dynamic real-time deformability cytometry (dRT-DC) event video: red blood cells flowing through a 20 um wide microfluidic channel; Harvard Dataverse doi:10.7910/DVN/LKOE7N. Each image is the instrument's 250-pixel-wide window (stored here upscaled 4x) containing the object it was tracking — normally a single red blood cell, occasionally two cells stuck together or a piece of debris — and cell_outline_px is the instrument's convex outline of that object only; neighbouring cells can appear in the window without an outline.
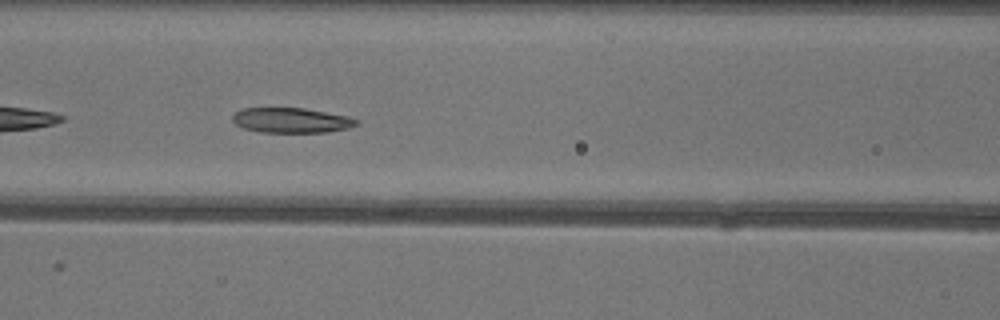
{"species": "common noctule bat (a hibernating species)", "species_latin": "Nyctalus noctula", "temperature_condition": "warm", "stored_images_in_passage": 26, "camera_frame_rate_fps": 3000, "um_per_image_px": 0.085, "animal": {"sex": "female"}, "frame": {"image": 1, "passage_image": 10, "time_ms": 3.0, "image_size_px": [1000, 320], "cell_outline_px": [[360, 124], [348, 128], [324, 132], [260, 132], [244, 128], [236, 124], [232, 120], [232, 116], [236, 112], [244, 108], [304, 108], [348, 116], [360, 120]], "centroid_in_image_um": [24.79, 10.22], "position_along_channel_um": 141.8, "area_um2": 18.03}}
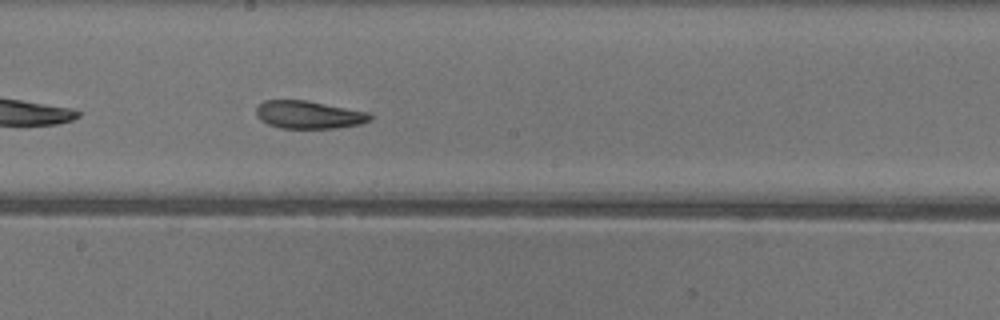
{"frame": {"image": 2, "passage_image": 16, "time_ms": 5.0, "image_size_px": [1000, 320], "cell_outline_px": [[372, 120], [360, 124], [336, 128], [280, 128], [268, 124], [260, 120], [256, 116], [256, 108], [264, 100], [304, 100], [368, 112], [372, 116]], "centroid_in_image_um": [26.23, 9.76], "position_along_channel_um": 222.0, "area_um2": 18.38}}
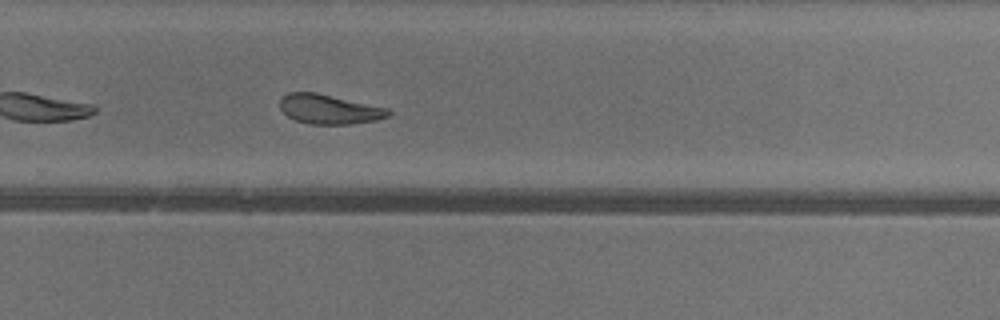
{"frame": {"image": 3, "passage_image": 22, "time_ms": 7.0, "image_size_px": [1000, 320], "cell_outline_px": [[392, 112], [388, 116], [376, 120], [348, 124], [308, 124], [296, 120], [288, 116], [280, 108], [280, 96], [288, 92], [316, 92], [388, 108]], "centroid_in_image_um": [27.96, 9.27], "position_along_channel_um": 301.8, "area_um2": 18.67}}